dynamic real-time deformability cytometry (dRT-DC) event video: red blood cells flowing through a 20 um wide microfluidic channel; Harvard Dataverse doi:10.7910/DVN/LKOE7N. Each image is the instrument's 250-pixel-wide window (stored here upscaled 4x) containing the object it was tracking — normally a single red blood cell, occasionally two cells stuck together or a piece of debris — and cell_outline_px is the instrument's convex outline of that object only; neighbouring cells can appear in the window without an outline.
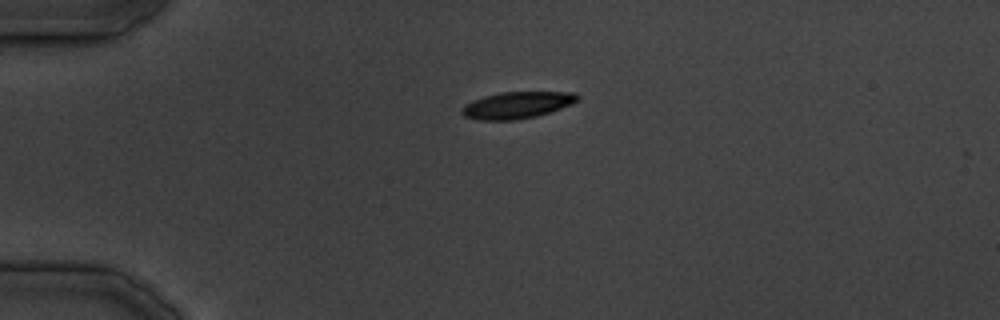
{"species": "common noctule bat (a hibernating species)", "species_latin": "Nyctalus noctula", "temperature_condition": "cold", "stored_images_in_passage": 3, "camera_frame_rate_fps": 3000, "um_per_image_px": 0.085, "animal": {"sex": "male", "body_mass_g": 19.5, "forearm_length_mm": 54.6}, "frame": {"image": 1, "passage_image": 1, "time_ms": 0.0, "image_size_px": [1000, 320], "cell_outline_px": [[580, 100], [572, 104], [536, 116], [516, 120], [476, 120], [464, 116], [460, 112], [460, 108], [464, 104], [472, 100], [484, 96], [500, 92], [576, 92], [580, 96]], "centroid_in_image_um": [43.92, 8.93], "position_along_channel_um": 41.1, "area_um2": 18.21}}